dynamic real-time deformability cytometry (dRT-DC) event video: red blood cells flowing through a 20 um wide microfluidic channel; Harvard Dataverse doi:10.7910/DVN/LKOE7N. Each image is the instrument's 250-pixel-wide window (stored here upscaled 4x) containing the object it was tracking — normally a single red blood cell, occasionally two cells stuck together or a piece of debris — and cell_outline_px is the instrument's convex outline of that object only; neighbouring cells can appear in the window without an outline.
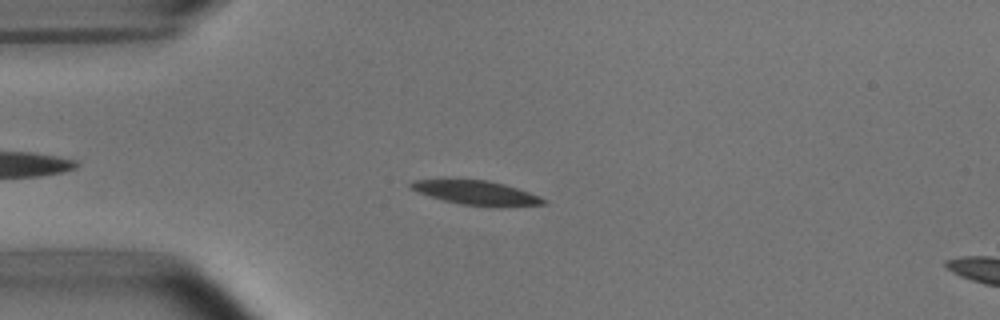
{"species": "common noctule bat (a hibernating species)", "species_latin": "Nyctalus noctula", "temperature_condition": "room temperature", "stored_images_in_passage": 48, "camera_frame_rate_fps": 3000, "um_per_image_px": 0.085, "animal": {"sex": "male", "body_mass_g": 15.6}, "frame": {"image": 1, "passage_image": 8, "time_ms": 2.333, "image_size_px": [1000, 320], "cell_outline_px": [[548, 204], [504, 208], [496, 208], [460, 204], [444, 200], [408, 188], [408, 184], [412, 180], [488, 180], [504, 184], [540, 196], [548, 200]], "centroid_in_image_um": [40.59, 16.42], "position_along_channel_um": 44.4, "area_um2": 18.9}}
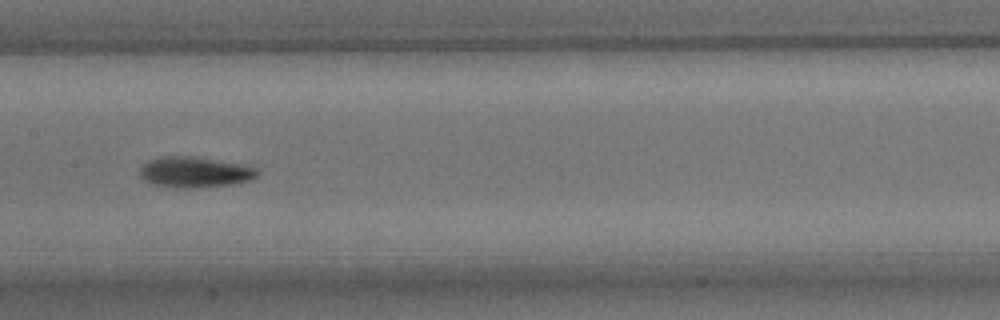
{"frame": {"image": 2, "passage_image": 21, "time_ms": 6.667, "image_size_px": [1000, 320], "cell_outline_px": [[260, 172], [252, 180], [232, 184], [188, 188], [176, 188], [152, 184], [144, 180], [140, 176], [140, 168], [148, 160], [160, 156], [196, 156], [256, 168]], "centroid_in_image_um": [16.51, 14.63], "position_along_channel_um": 190.9, "area_um2": 20.92}}
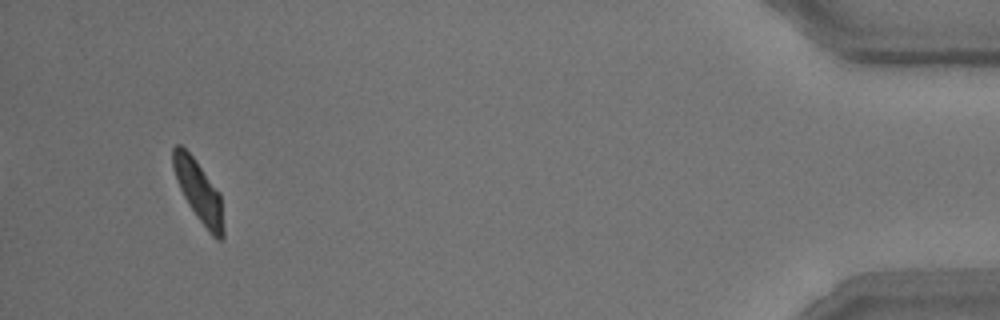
{"frame": {"image": 3, "passage_image": 45, "time_ms": 14.667, "image_size_px": [1000, 320], "cell_outline_px": [[224, 236], [220, 240], [216, 240], [208, 232], [196, 216], [188, 204], [176, 180], [172, 168], [172, 148], [176, 144], [180, 144], [196, 160], [220, 192], [224, 228]], "centroid_in_image_um": [16.89, 16.27], "position_along_channel_um": 418.3, "area_um2": 18.15}, "authors_computed_cell_mechanics": {"area_um2": 18.9584, "velocity_mm_per_s": 3.7764, "shape_relaxation_time_tau1_ms": 3.5355, "shape_relaxation_time_tau2_ms": 4.2036, "deformation_change_tau1": 0.1343, "deformation_change_tau2": 0.0987}}